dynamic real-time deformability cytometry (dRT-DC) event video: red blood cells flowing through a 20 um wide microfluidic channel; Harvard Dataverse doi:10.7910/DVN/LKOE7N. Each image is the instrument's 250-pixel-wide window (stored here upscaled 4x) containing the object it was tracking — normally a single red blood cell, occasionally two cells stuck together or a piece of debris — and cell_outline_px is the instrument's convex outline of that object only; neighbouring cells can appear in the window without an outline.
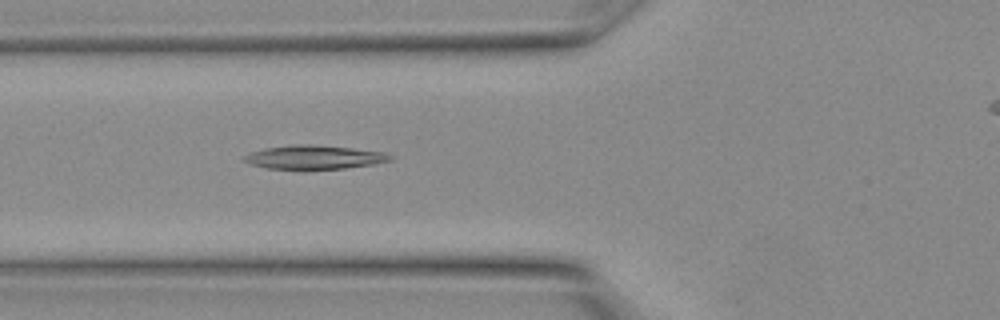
{"species": "Egyptian fruit bat (a non-hibernating species)", "species_latin": "Rousettus aegyptiacus", "temperature_condition": "warm", "stored_images_in_passage": 9, "camera_frame_rate_fps": 3000, "um_per_image_px": 0.085, "animal": {"sex": "female"}, "frame": {"image": 1, "passage_image": 9, "time_ms": 2.667, "image_size_px": [1000, 320], "cell_outline_px": [[392, 160], [372, 164], [344, 168], [304, 172], [300, 172], [264, 168], [248, 164], [244, 160], [244, 156], [252, 152], [264, 148], [292, 144], [312, 144], [352, 148], [384, 152], [392, 156]], "centroid_in_image_um": [26.63, 13.4], "position_along_channel_um": 99.2, "area_um2": 21.15}}